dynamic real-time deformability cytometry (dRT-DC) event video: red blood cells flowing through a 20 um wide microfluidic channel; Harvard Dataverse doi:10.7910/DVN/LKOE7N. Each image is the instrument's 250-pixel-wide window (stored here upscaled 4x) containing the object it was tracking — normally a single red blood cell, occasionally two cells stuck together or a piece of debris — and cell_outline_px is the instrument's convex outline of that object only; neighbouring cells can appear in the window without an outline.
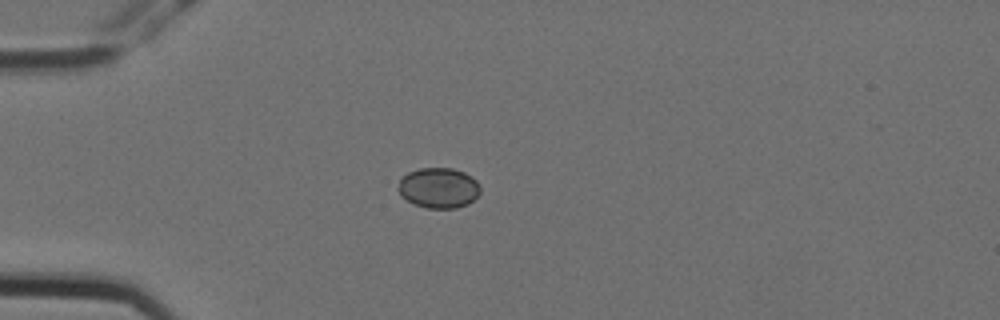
{"species": "Egyptian fruit bat (a non-hibernating species)", "species_latin": "Rousettus aegyptiacus", "temperature_condition": "cold", "stored_images_in_passage": 8, "camera_frame_rate_fps": 3000, "um_per_image_px": 0.085, "animal": {"sex": "female"}, "frame": {"image": 1, "passage_image": 4, "time_ms": 1.0, "image_size_px": [1000, 320], "cell_outline_px": [[480, 192], [468, 204], [456, 208], [428, 208], [416, 204], [400, 196], [396, 188], [400, 180], [408, 172], [420, 168], [452, 168], [464, 172], [472, 176], [480, 184]], "centroid_in_image_um": [37.28, 15.96], "position_along_channel_um": 47.7, "area_um2": 19.36}}
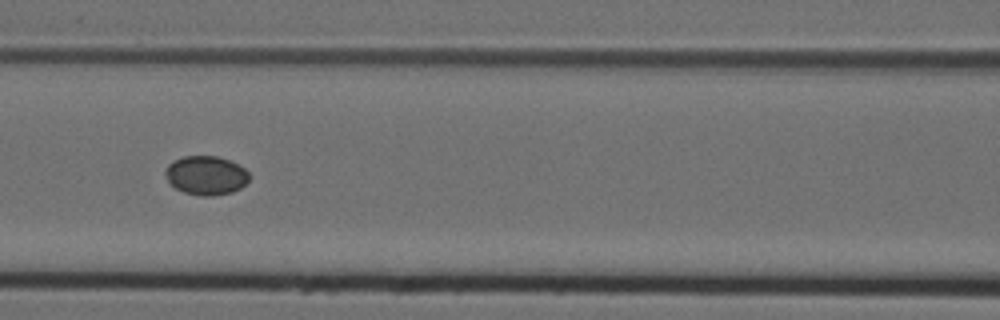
{"frame": {"image": 2, "passage_image": 7, "time_ms": 2.0, "image_size_px": [1000, 320], "cell_outline_px": [[248, 180], [240, 188], [232, 192], [212, 196], [200, 196], [184, 192], [168, 184], [164, 172], [168, 164], [172, 160], [184, 156], [216, 156], [228, 160], [244, 168], [248, 172]], "centroid_in_image_um": [17.46, 14.91], "position_along_channel_um": 149.1, "area_um2": 19.07}}
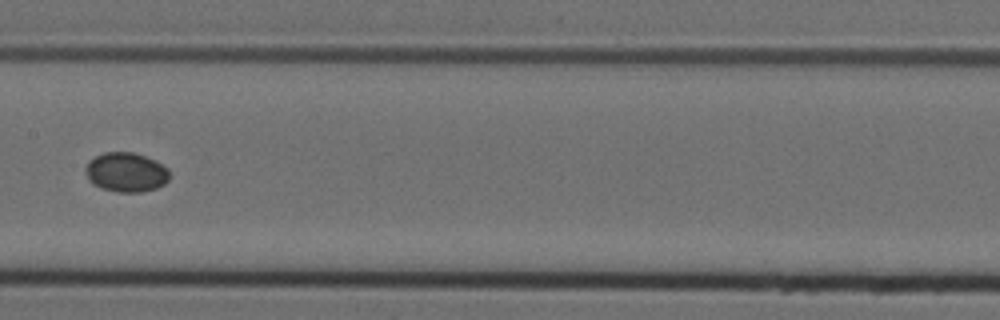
{"frame": {"image": 3, "passage_image": 8, "time_ms": 2.333, "image_size_px": [1000, 320], "cell_outline_px": [[168, 180], [164, 184], [156, 188], [140, 192], [116, 192], [100, 188], [92, 184], [88, 180], [84, 172], [84, 168], [88, 160], [104, 152], [132, 152], [144, 156], [168, 168]], "centroid_in_image_um": [10.65, 14.65], "position_along_channel_um": 196.8, "area_um2": 19.36}}